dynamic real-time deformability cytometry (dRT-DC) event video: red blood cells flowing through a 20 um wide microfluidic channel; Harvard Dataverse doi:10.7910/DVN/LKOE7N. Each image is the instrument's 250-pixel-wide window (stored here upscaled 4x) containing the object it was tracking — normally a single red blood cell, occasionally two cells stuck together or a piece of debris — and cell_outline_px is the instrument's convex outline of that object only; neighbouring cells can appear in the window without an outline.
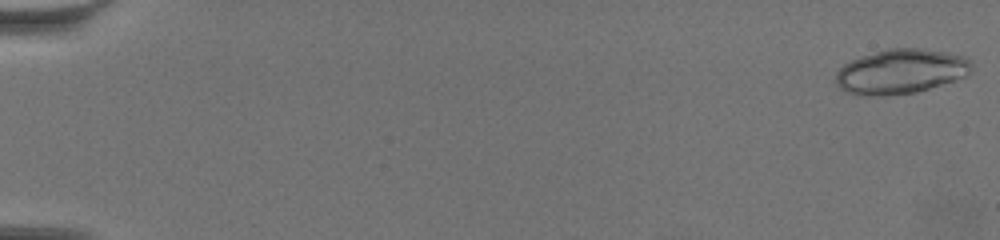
{"species": "common noctule bat (a hibernating species)", "species_latin": "Nyctalus noctula", "temperature_condition": "warm", "stored_images_in_passage": 28, "camera_frame_rate_fps": 3000, "um_per_image_px": 0.085, "animal": {"sex": "female", "body_mass_g": 19.5, "forearm_length_mm": 54.1}, "frame": {"image": 1, "passage_image": 1, "time_ms": 0.0, "image_size_px": [1000, 240], "cell_outline_px": [[972, 64], [968, 72], [964, 76], [916, 92], [880, 96], [864, 96], [848, 92], [836, 84], [836, 72], [844, 64], [860, 56], [888, 48], [924, 48], [948, 52], [964, 56], [972, 60]], "centroid_in_image_um": [76.55, 6.05], "position_along_channel_um": 8.5, "area_um2": 35.14}}